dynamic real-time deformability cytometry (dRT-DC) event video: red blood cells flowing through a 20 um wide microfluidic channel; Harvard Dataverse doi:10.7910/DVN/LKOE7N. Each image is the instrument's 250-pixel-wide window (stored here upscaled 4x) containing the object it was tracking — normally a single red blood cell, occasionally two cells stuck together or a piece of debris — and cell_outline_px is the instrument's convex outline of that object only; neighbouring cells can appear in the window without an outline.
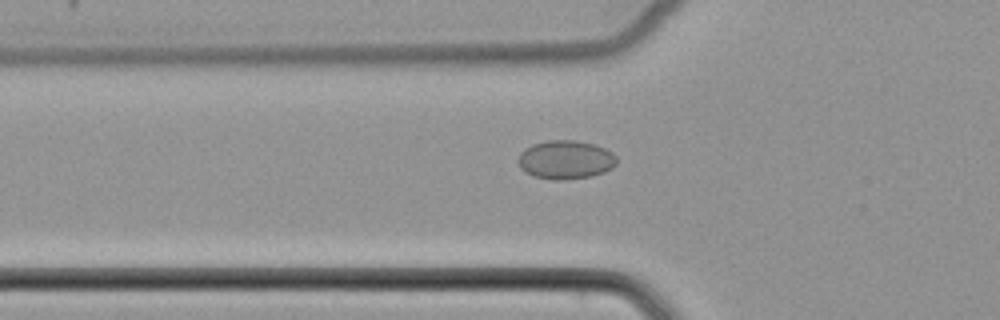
{"species": "common noctule bat (a hibernating species)", "species_latin": "Nyctalus noctula", "temperature_condition": "cold", "stored_images_in_passage": 52, "camera_frame_rate_fps": 3000, "um_per_image_px": 0.085, "animal": {"sex": "female", "body_mass_g": 22.7, "forearm_length_mm": 54.2}, "frame": {"image": 1, "passage_image": 19, "time_ms": 6.0, "image_size_px": [1000, 320], "cell_outline_px": [[616, 164], [612, 168], [604, 172], [592, 176], [560, 180], [552, 180], [536, 176], [524, 172], [520, 168], [516, 160], [520, 152], [524, 148], [532, 144], [548, 140], [576, 140], [592, 144], [604, 148], [612, 152], [616, 156]], "centroid_in_image_um": [48.04, 13.57], "position_along_channel_um": 77.8, "area_um2": 22.37}}
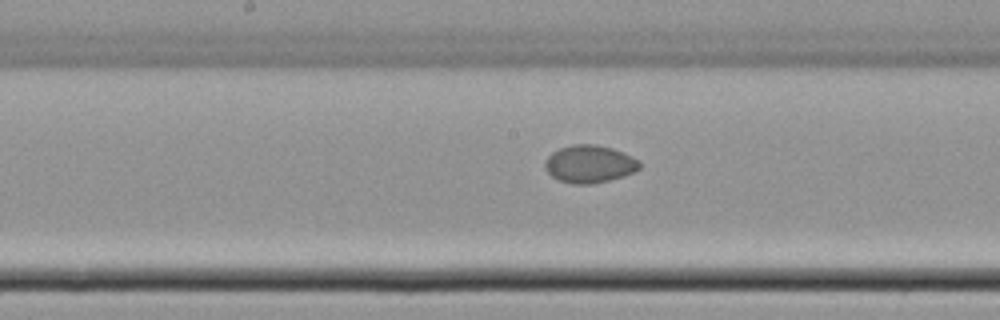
{"frame": {"image": 2, "passage_image": 28, "time_ms": 9.0, "image_size_px": [1000, 320], "cell_outline_px": [[640, 168], [624, 176], [592, 184], [572, 184], [560, 180], [552, 176], [544, 168], [544, 160], [552, 152], [560, 148], [572, 144], [596, 144], [612, 148], [624, 152], [640, 160]], "centroid_in_image_um": [50.1, 13.93], "position_along_channel_um": 198.1, "area_um2": 20.87}}
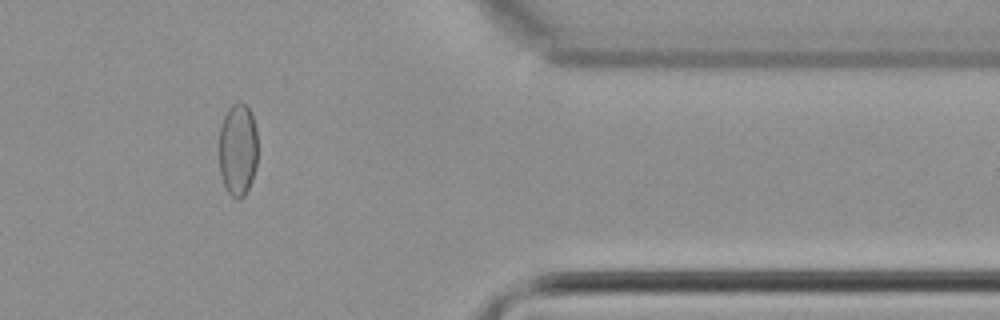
{"frame": {"image": 3, "passage_image": 44, "time_ms": 14.333, "image_size_px": [1000, 320], "cell_outline_px": [[256, 168], [252, 180], [244, 196], [240, 200], [236, 200], [228, 192], [224, 184], [220, 172], [220, 128], [224, 116], [228, 108], [232, 104], [240, 100], [252, 112], [256, 128]], "centroid_in_image_um": [20.22, 12.71], "position_along_channel_um": 391.2, "area_um2": 20.92}}